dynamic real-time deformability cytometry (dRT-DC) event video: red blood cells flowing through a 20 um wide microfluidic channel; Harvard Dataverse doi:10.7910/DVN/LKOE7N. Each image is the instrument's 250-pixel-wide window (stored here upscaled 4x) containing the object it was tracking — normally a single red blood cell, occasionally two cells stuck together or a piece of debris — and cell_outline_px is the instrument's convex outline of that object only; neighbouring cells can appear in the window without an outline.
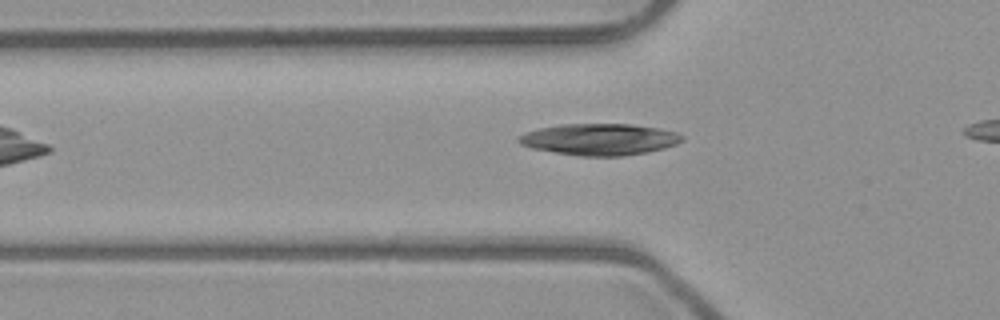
{"species": "common noctule bat (a hibernating species)", "species_latin": "Nyctalus noctula", "temperature_condition": "room temperature", "stored_images_in_passage": 27, "camera_frame_rate_fps": 3000, "um_per_image_px": 0.085, "animal": {"sex": "male", "body_mass_g": 23.1, "forearm_length_mm": 52.7}, "frame": {"image": 1, "passage_image": 2, "time_ms": 0.333, "image_size_px": [1000, 320], "cell_outline_px": [[684, 140], [676, 144], [664, 148], [648, 152], [624, 156], [580, 156], [532, 148], [520, 144], [516, 140], [520, 136], [528, 132], [540, 128], [560, 124], [632, 124], [660, 128], [676, 132], [684, 136]], "centroid_in_image_um": [51.01, 11.84], "position_along_channel_um": 74.8, "area_um2": 30.0}}
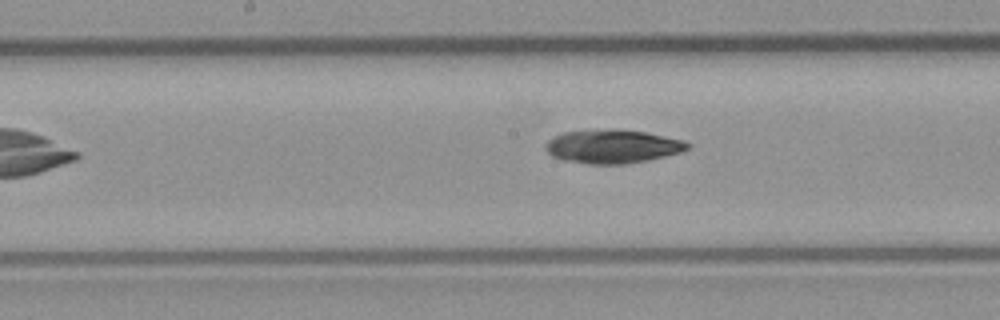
{"frame": {"image": 2, "passage_image": 11, "time_ms": 3.333, "image_size_px": [1000, 320], "cell_outline_px": [[692, 144], [688, 148], [680, 152], [648, 160], [624, 164], [588, 164], [560, 160], [552, 156], [544, 148], [544, 144], [552, 136], [560, 132], [612, 128], [648, 132], [684, 140]], "centroid_in_image_um": [52.02, 12.43], "position_along_channel_um": 196.2, "area_um2": 28.32}}
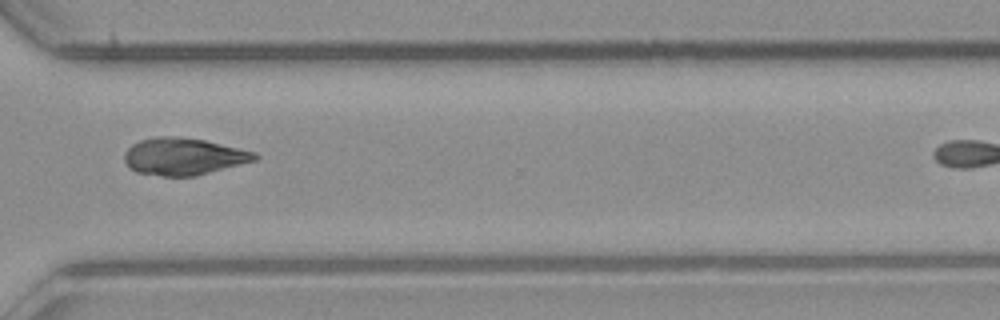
{"frame": {"image": 3, "passage_image": 23, "time_ms": 7.333, "image_size_px": [1000, 320], "cell_outline_px": [[260, 156], [256, 160], [196, 176], [164, 176], [136, 172], [124, 160], [124, 152], [132, 144], [140, 140], [156, 136], [180, 136], [204, 140], [256, 152]], "centroid_in_image_um": [15.61, 13.29], "position_along_channel_um": 355.0, "area_um2": 28.15}}